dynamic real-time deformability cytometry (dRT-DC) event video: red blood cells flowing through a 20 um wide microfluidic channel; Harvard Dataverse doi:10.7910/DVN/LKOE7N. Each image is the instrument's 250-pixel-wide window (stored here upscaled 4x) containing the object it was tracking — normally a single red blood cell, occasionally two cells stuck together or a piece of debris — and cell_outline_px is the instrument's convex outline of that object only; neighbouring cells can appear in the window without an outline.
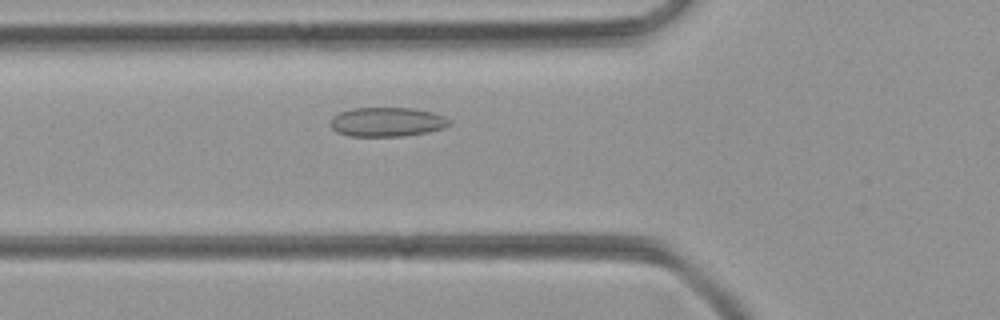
{"species": "common noctule bat (a hibernating species)", "species_latin": "Nyctalus noctula", "temperature_condition": "room temperature", "stored_images_in_passage": 39, "camera_frame_rate_fps": 3000, "um_per_image_px": 0.085, "animal": {"sex": "female", "body_mass_g": 21.9}, "frame": {"image": 1, "passage_image": 12, "time_ms": 3.667, "image_size_px": [1000, 320], "cell_outline_px": [[452, 124], [444, 128], [428, 132], [404, 136], [348, 136], [336, 132], [328, 124], [328, 120], [332, 116], [340, 112], [352, 108], [412, 108], [432, 112], [444, 116], [452, 120]], "centroid_in_image_um": [32.88, 10.37], "position_along_channel_um": 92.9, "area_um2": 20.63}}
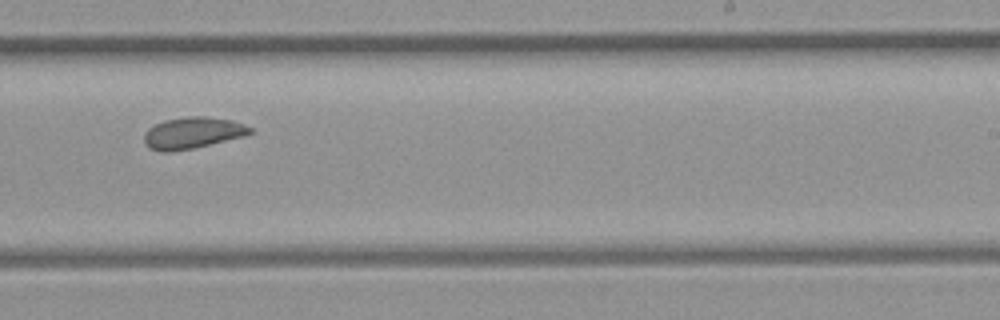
{"frame": {"image": 2, "passage_image": 25, "time_ms": 8.0, "image_size_px": [1000, 320], "cell_outline_px": [[252, 132], [244, 136], [192, 148], [168, 152], [164, 152], [148, 148], [144, 144], [144, 136], [148, 128], [164, 120], [188, 116], [204, 116], [232, 120], [244, 124], [252, 128]], "centroid_in_image_um": [16.35, 11.29], "position_along_channel_um": 272.7, "area_um2": 19.31}}
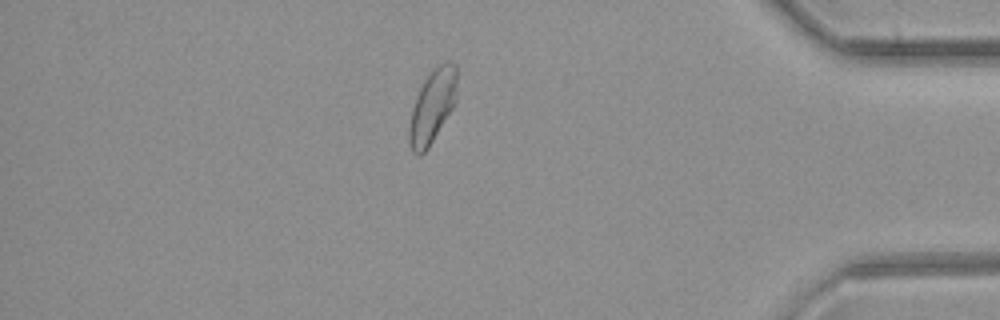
{"frame": {"image": 3, "passage_image": 37, "time_ms": 12.0, "image_size_px": [1000, 320], "cell_outline_px": [[456, 100], [452, 108], [428, 148], [420, 156], [416, 156], [412, 152], [408, 144], [408, 128], [412, 108], [416, 96], [428, 72], [440, 64], [448, 60], [456, 64]], "centroid_in_image_um": [36.72, 9.05], "position_along_channel_um": 398.5, "area_um2": 20.52}}